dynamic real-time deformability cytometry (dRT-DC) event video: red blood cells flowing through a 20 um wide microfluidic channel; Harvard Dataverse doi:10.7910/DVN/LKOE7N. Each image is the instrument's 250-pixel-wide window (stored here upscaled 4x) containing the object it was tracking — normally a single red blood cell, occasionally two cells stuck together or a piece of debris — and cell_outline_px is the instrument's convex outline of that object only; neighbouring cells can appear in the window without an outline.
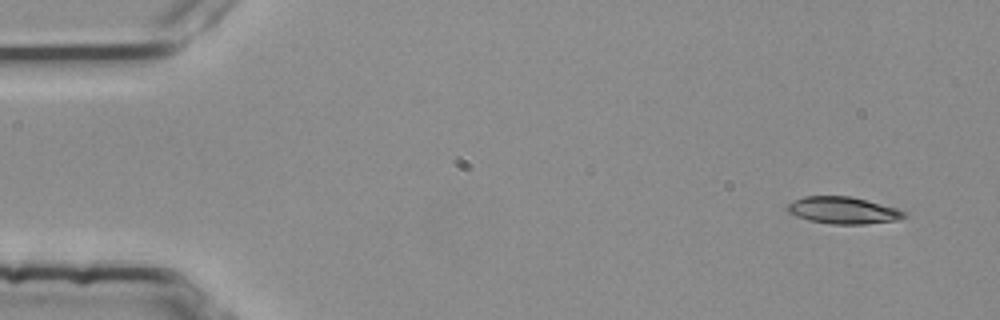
{"species": "common noctule bat (a hibernating species)", "species_latin": "Nyctalus noctula", "temperature_condition": "room temperature", "stored_images_in_passage": 4, "camera_frame_rate_fps": 3000, "um_per_image_px": 0.085, "animal": {"sex": "female", "body_mass_g": 25.1}, "frame": {"image": 1, "passage_image": 1, "time_ms": 0.0, "image_size_px": [1000, 320], "cell_outline_px": [[908, 216], [896, 220], [864, 224], [832, 224], [808, 220], [796, 216], [788, 212], [788, 204], [792, 200], [804, 196], [848, 196], [896, 208], [908, 212]], "centroid_in_image_um": [71.65, 17.88], "position_along_channel_um": 13.3, "area_um2": 18.21}}